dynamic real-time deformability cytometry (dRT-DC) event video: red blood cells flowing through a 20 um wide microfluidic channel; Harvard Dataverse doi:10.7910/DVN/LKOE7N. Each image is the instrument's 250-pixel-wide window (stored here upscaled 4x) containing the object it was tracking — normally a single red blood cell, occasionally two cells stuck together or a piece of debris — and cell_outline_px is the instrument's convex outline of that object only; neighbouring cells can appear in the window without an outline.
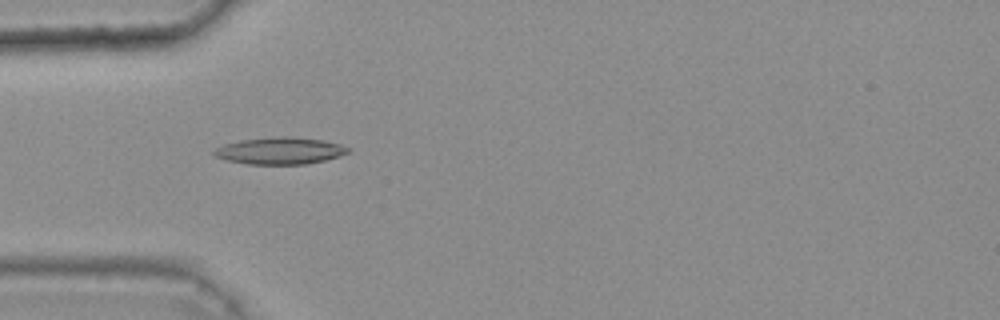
{"species": "common noctule bat (a hibernating species)", "species_latin": "Nyctalus noctula", "temperature_condition": "warm", "stored_images_in_passage": 33, "camera_frame_rate_fps": 3000, "um_per_image_px": 0.085, "animal": {"sex": "female", "body_mass_g": 25.1}, "frame": {"image": 1, "passage_image": 3, "time_ms": 0.667, "image_size_px": [1000, 320], "cell_outline_px": [[352, 152], [340, 156], [308, 164], [248, 164], [228, 160], [216, 156], [212, 152], [216, 148], [224, 144], [240, 140], [280, 136], [292, 136], [324, 140], [340, 144], [352, 148]], "centroid_in_image_um": [23.87, 12.81], "position_along_channel_um": 61.1, "area_um2": 21.15}}
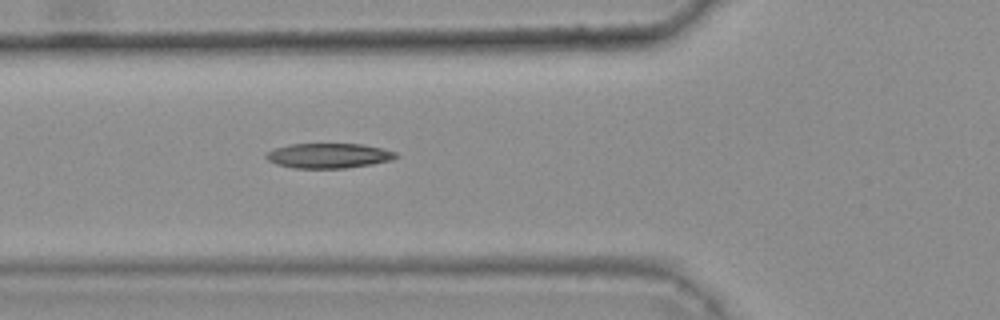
{"frame": {"image": 2, "passage_image": 6, "time_ms": 1.667, "image_size_px": [1000, 320], "cell_outline_px": [[400, 156], [392, 160], [372, 164], [344, 168], [292, 168], [276, 164], [268, 160], [264, 156], [268, 152], [276, 148], [292, 144], [360, 144], [384, 148], [396, 152]], "centroid_in_image_um": [27.97, 13.23], "position_along_channel_um": 97.8, "area_um2": 18.84}}
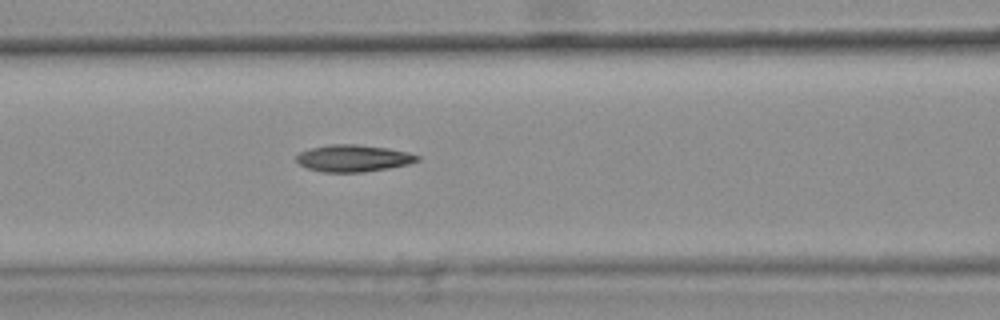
{"frame": {"image": 3, "passage_image": 9, "time_ms": 2.667, "image_size_px": [1000, 320], "cell_outline_px": [[420, 160], [408, 164], [388, 168], [364, 172], [324, 172], [308, 168], [300, 164], [296, 160], [296, 156], [300, 152], [312, 148], [328, 144], [356, 144], [388, 148], [408, 152], [420, 156]], "centroid_in_image_um": [30.05, 13.45], "position_along_channel_um": 136.6, "area_um2": 18.9}, "authors_computed_cell_mechanics": {"area_um2": 18.5538, "velocity_mm_per_s": 3.8341, "shape_relaxation_time_tau1_ms": 9.8725, "shape_relaxation_time_tau2_ms": 3.6051, "deformation_change_tau1": 0.2376, "deformation_change_tau2": 0.1191}}